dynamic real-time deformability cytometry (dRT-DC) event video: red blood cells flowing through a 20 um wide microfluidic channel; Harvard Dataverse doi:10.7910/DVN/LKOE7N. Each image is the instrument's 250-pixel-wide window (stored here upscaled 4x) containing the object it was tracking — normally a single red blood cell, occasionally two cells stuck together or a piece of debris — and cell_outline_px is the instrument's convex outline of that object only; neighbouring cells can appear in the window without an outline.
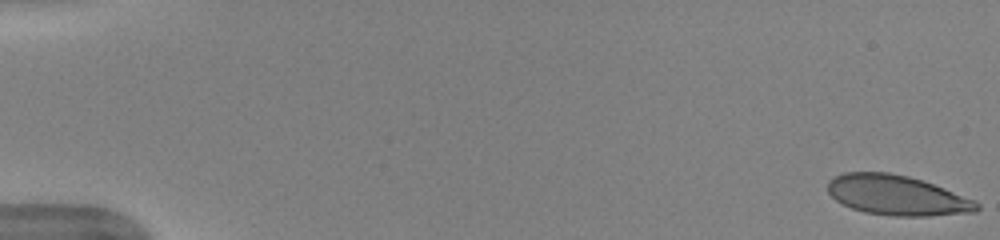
{"species": "human", "species_latin": "Homo sapiens", "temperature_condition": "warm", "stored_images_in_passage": 51, "camera_frame_rate_fps": 3000, "um_per_image_px": 0.085, "donor": {"sex": "female"}, "frame": {"image": 1, "passage_image": 1, "time_ms": 0.0, "image_size_px": [1000, 240], "cell_outline_px": [[980, 208], [976, 212], [928, 216], [896, 216], [864, 212], [852, 208], [836, 200], [828, 192], [828, 180], [844, 172], [888, 172], [908, 176], [924, 180], [976, 200], [980, 204]], "centroid_in_image_um": [76.28, 16.6], "position_along_channel_um": 8.7, "area_um2": 34.85}}
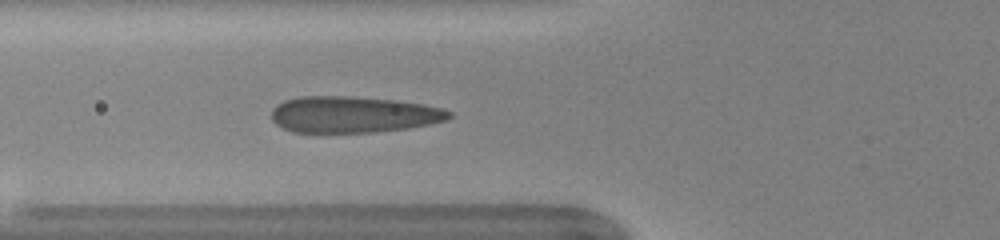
{"frame": {"image": 2, "passage_image": 20, "time_ms": 6.333, "image_size_px": [1000, 240], "cell_outline_px": [[452, 116], [448, 120], [408, 128], [376, 132], [292, 132], [276, 124], [272, 120], [272, 108], [276, 104], [284, 100], [304, 96], [348, 96], [392, 100], [424, 104], [444, 108], [452, 112]], "centroid_in_image_um": [30.04, 9.73], "position_along_channel_um": 95.8, "area_um2": 37.69}}
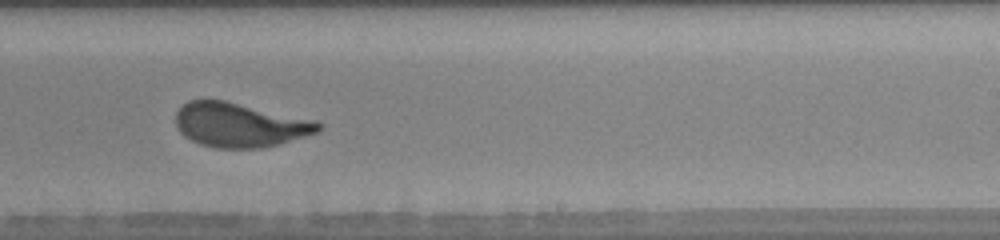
{"frame": {"image": 3, "passage_image": 33, "time_ms": 10.667, "image_size_px": [1000, 240], "cell_outline_px": [[324, 128], [320, 132], [280, 144], [260, 148], [216, 148], [200, 144], [184, 136], [176, 128], [176, 112], [188, 100], [224, 100], [316, 120], [324, 124]], "centroid_in_image_um": [20.43, 10.62], "position_along_channel_um": 268.6, "area_um2": 37.11}, "authors_computed_cell_mechanics": {"area_um2": 36.8764, "velocity_mm_per_s": 3.9844, "shape_relaxation_time_tau1_ms": 4.1766, "shape_relaxation_time_tau2_ms": null, "deformation_change_tau1": 0.1741, "deformation_change_tau2": null}}